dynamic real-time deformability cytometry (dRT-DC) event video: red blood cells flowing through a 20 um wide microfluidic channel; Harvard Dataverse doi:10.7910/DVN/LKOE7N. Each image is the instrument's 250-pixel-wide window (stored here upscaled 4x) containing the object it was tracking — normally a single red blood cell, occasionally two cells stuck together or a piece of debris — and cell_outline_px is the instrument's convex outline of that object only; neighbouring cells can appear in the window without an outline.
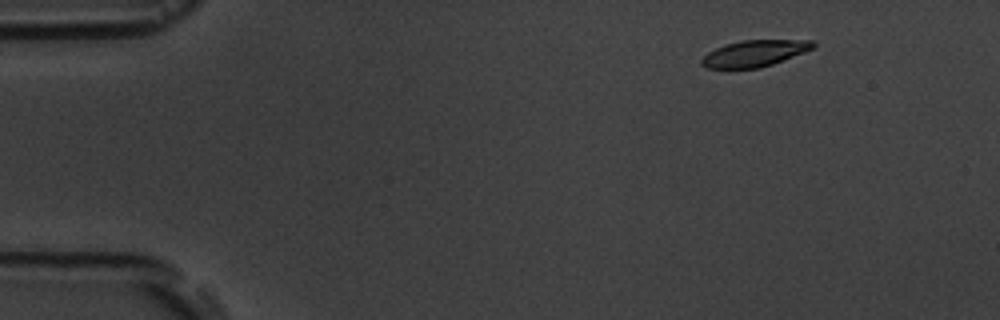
{"species": "common noctule bat (a hibernating species)", "species_latin": "Nyctalus noctula", "temperature_condition": "room temperature", "stored_images_in_passage": 4, "camera_frame_rate_fps": 3000, "um_per_image_px": 0.085, "animal": {"sex": "male", "body_mass_g": 19.5, "forearm_length_mm": 54.6}, "frame": {"image": 1, "passage_image": 2, "time_ms": 1.0, "image_size_px": [1000, 320], "cell_outline_px": [[816, 44], [812, 48], [804, 52], [772, 64], [760, 68], [704, 68], [700, 64], [700, 60], [708, 52], [724, 44], [740, 40], [816, 40]], "centroid_in_image_um": [64.1, 4.53], "position_along_channel_um": 20.9, "area_um2": 17.17}}
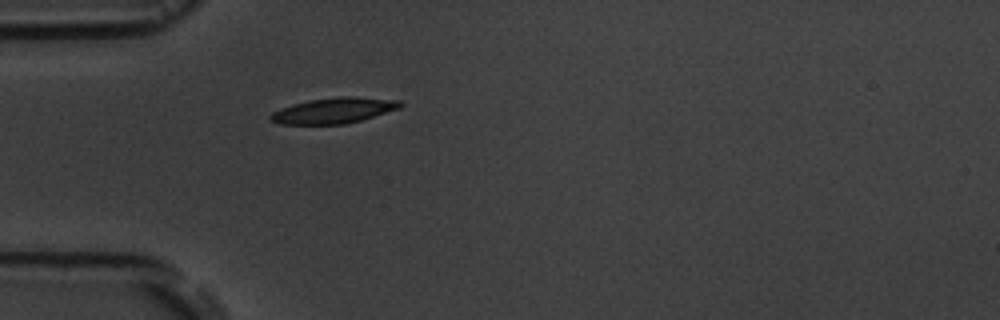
{"frame": {"image": 2, "passage_image": 4, "time_ms": 4.333, "image_size_px": [1000, 320], "cell_outline_px": [[404, 104], [400, 108], [360, 120], [344, 124], [280, 124], [268, 120], [268, 116], [272, 112], [280, 108], [292, 104], [312, 100], [340, 96], [356, 96], [400, 100]], "centroid_in_image_um": [28.36, 9.39], "position_along_channel_um": 56.6, "area_um2": 19.42}}